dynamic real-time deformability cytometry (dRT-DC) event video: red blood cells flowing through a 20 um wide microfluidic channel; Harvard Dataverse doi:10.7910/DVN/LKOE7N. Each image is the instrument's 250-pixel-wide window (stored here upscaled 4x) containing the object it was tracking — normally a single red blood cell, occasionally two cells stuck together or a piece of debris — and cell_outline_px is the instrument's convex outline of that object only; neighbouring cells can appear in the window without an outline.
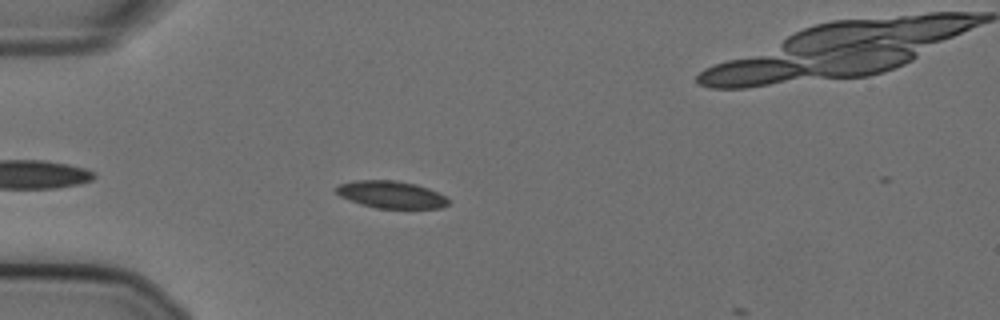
{"species": "Egyptian fruit bat (a non-hibernating species)", "species_latin": "Rousettus aegyptiacus", "temperature_condition": "cold", "stored_images_in_passage": 9, "camera_frame_rate_fps": 3000, "um_per_image_px": 0.085, "animal": {"sex": "female"}, "frame": {"image": 1, "passage_image": 7, "time_ms": 2.0, "image_size_px": [1000, 320], "cell_outline_px": [[448, 204], [440, 208], [376, 208], [360, 204], [340, 196], [336, 192], [336, 188], [340, 184], [356, 180], [396, 180], [416, 184], [428, 188], [444, 196], [448, 200]], "centroid_in_image_um": [33.23, 16.53], "position_along_channel_um": 51.8, "area_um2": 17.63}}